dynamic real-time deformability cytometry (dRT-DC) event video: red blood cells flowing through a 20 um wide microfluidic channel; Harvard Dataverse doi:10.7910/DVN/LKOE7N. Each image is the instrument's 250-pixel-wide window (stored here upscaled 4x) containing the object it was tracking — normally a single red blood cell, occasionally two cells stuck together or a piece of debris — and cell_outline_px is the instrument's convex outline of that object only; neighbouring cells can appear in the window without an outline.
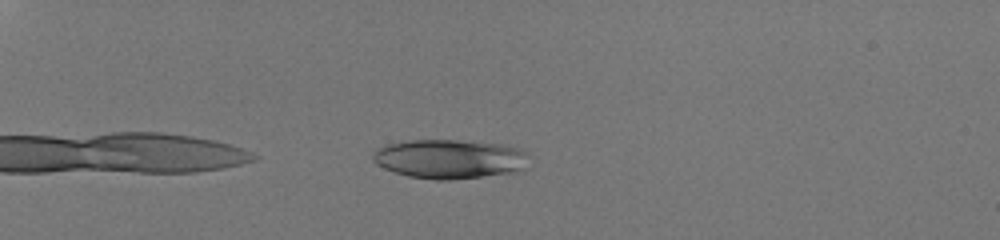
{"species": "human", "species_latin": "Homo sapiens", "temperature_condition": "room temperature", "stored_images_in_passage": 41, "camera_frame_rate_fps": 3000, "um_per_image_px": 0.085, "donor": {"sex": "male"}, "frame": {"image": 1, "passage_image": 4, "time_ms": 1.0, "image_size_px": [1000, 240], "cell_outline_px": [[528, 168], [516, 172], [448, 180], [436, 180], [408, 176], [384, 168], [376, 164], [372, 160], [372, 152], [384, 144], [408, 140], [456, 140], [500, 144], [520, 148], [528, 152]], "centroid_in_image_um": [38.23, 13.51], "position_along_channel_um": 46.8, "area_um2": 36.01}}
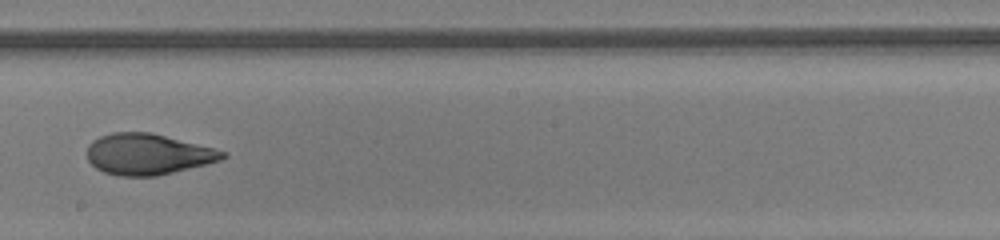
{"frame": {"image": 2, "passage_image": 23, "time_ms": 7.333, "image_size_px": [1000, 240], "cell_outline_px": [[228, 156], [220, 160], [156, 176], [120, 176], [104, 172], [96, 168], [88, 160], [88, 144], [92, 140], [100, 136], [112, 132], [152, 132], [228, 152]], "centroid_in_image_um": [12.54, 13.09], "position_along_channel_um": 235.7, "area_um2": 32.19}}
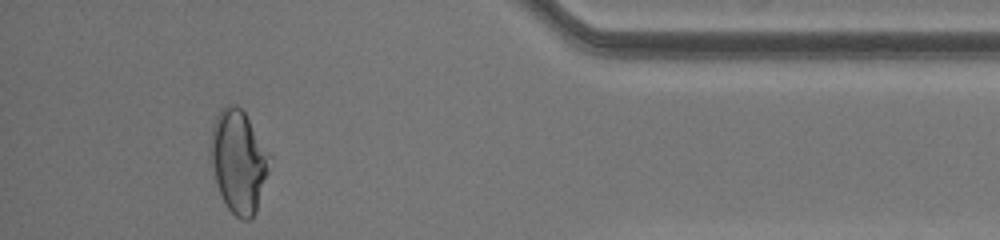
{"frame": {"image": 3, "passage_image": 38, "time_ms": 12.333, "image_size_px": [1000, 240], "cell_outline_px": [[272, 156], [268, 172], [256, 212], [252, 220], [244, 220], [236, 216], [228, 208], [220, 192], [208, 156], [208, 140], [212, 124], [216, 116], [228, 104], [236, 104], [244, 112]], "centroid_in_image_um": [20.26, 13.69], "position_along_channel_um": 414.9, "area_um2": 35.66}}